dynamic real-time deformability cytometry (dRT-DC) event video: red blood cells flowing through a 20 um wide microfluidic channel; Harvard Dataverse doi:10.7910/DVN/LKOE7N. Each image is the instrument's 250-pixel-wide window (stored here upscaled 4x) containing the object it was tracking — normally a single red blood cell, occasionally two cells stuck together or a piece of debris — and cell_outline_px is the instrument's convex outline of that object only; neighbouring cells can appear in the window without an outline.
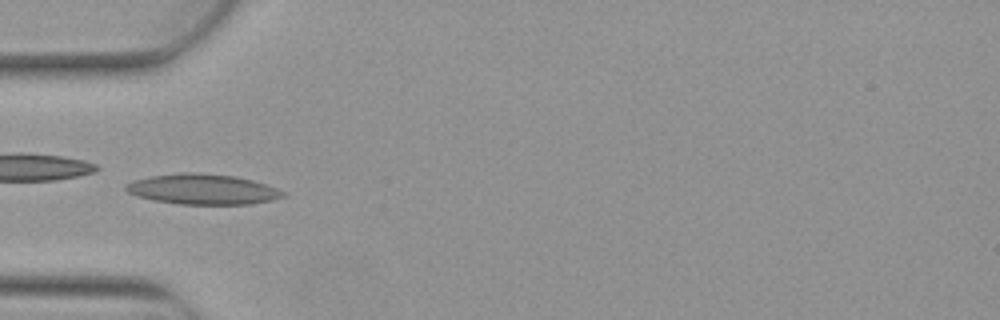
{"species": "Egyptian fruit bat (a non-hibernating species)", "species_latin": "Rousettus aegyptiacus", "temperature_condition": "warm", "stored_images_in_passage": 3, "camera_frame_rate_fps": 3000, "um_per_image_px": 0.085, "animal": {"sex": "female"}, "frame": {"image": 1, "passage_image": 3, "time_ms": 0.667, "image_size_px": [1000, 320], "cell_outline_px": [[284, 196], [272, 200], [252, 204], [180, 204], [152, 200], [136, 196], [128, 192], [124, 188], [128, 184], [136, 180], [152, 176], [180, 172], [196, 172], [236, 176], [252, 180], [276, 188], [284, 192]], "centroid_in_image_um": [17.23, 16.08], "position_along_channel_um": 67.8, "area_um2": 27.63}}